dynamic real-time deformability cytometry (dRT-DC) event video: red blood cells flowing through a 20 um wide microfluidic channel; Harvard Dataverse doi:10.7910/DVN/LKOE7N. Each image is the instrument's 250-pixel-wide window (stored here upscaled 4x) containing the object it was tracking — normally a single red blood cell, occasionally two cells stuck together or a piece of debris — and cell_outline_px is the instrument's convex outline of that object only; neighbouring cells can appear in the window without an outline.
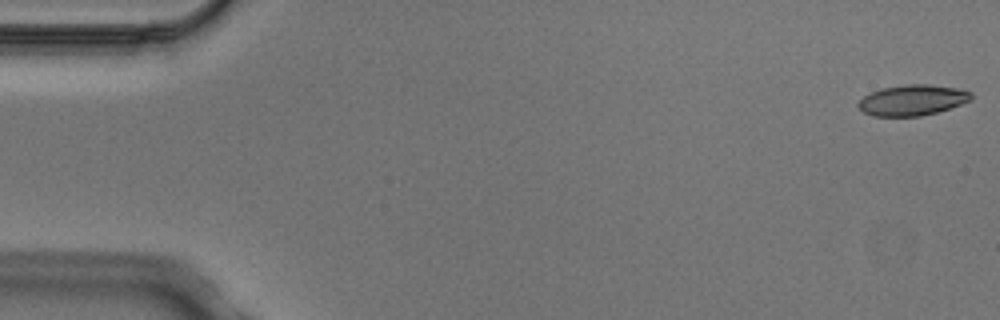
{"species": "Egyptian fruit bat (a non-hibernating species)", "species_latin": "Rousettus aegyptiacus", "temperature_condition": "cold", "stored_images_in_passage": 5, "camera_frame_rate_fps": 3000, "um_per_image_px": 0.085, "animal": {"sex": "male"}, "frame": {"image": 1, "passage_image": 1, "time_ms": 0.0, "image_size_px": [1000, 320], "cell_outline_px": [[972, 100], [936, 112], [920, 116], [872, 116], [864, 112], [856, 104], [864, 96], [872, 92], [884, 88], [904, 84], [928, 84], [956, 88], [972, 92]], "centroid_in_image_um": [77.55, 8.51], "position_along_channel_um": 7.4, "area_um2": 20.0}}
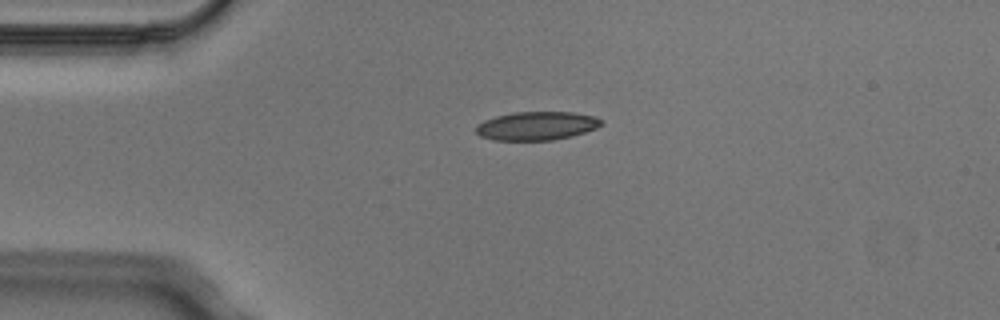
{"frame": {"image": 2, "passage_image": 4, "time_ms": 1.0, "image_size_px": [1000, 320], "cell_outline_px": [[604, 124], [596, 128], [572, 136], [552, 140], [492, 140], [480, 136], [476, 132], [476, 124], [484, 120], [496, 116], [516, 112], [572, 112], [596, 116], [604, 120]], "centroid_in_image_um": [45.64, 10.69], "position_along_channel_um": 39.4, "area_um2": 20.98}}